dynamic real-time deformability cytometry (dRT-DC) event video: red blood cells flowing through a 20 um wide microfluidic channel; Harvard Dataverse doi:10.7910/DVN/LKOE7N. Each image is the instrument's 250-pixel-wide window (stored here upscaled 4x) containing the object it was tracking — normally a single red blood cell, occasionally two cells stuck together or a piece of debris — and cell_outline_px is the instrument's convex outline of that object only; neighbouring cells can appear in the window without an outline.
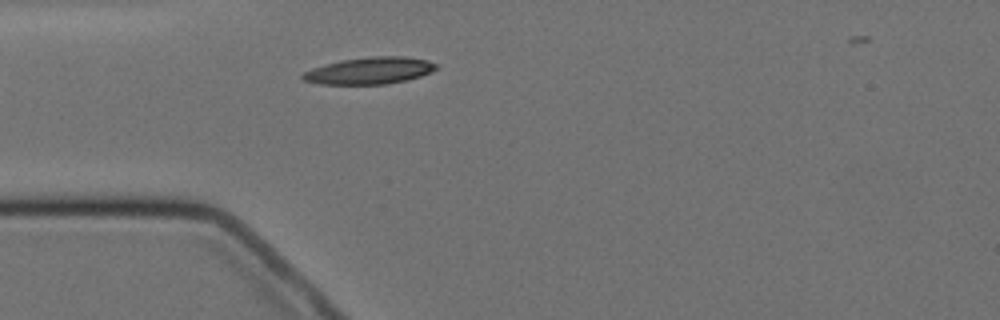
{"species": "Egyptian fruit bat (a non-hibernating species)", "species_latin": "Rousettus aegyptiacus", "temperature_condition": "cold", "stored_images_in_passage": 1, "camera_frame_rate_fps": 3000, "um_per_image_px": 0.085, "animal": {"sex": "female"}, "frame": {"image": 1, "passage_image": 1, "time_ms": 0.0, "image_size_px": [1000, 320], "cell_outline_px": [[436, 68], [420, 76], [404, 80], [384, 84], [320, 84], [304, 80], [300, 76], [304, 72], [312, 68], [340, 60], [372, 56], [404, 56], [428, 60], [436, 64]], "centroid_in_image_um": [31.38, 6.0], "position_along_channel_um": 53.6, "area_um2": 20.63}}